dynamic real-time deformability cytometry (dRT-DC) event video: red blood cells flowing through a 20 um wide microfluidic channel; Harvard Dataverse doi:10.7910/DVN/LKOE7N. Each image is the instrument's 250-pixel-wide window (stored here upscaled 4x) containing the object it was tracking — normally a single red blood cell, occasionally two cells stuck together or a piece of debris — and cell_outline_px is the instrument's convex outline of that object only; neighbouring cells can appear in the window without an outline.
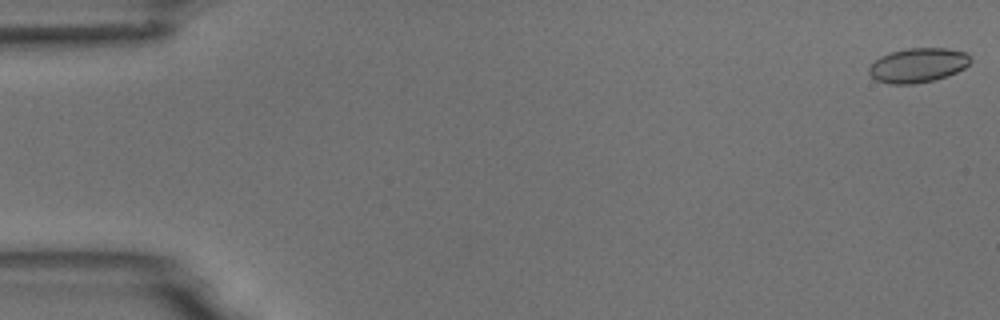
{"species": "common noctule bat (a hibernating species)", "species_latin": "Nyctalus noctula", "temperature_condition": "room temperature", "stored_images_in_passage": 6, "camera_frame_rate_fps": 3000, "um_per_image_px": 0.085, "animal": {"sex": "male", "body_mass_g": 18.8}, "frame": {"image": 1, "passage_image": 1, "time_ms": 0.0, "image_size_px": [1000, 320], "cell_outline_px": [[972, 60], [964, 68], [948, 76], [936, 80], [912, 84], [892, 84], [876, 80], [868, 72], [868, 68], [880, 56], [892, 52], [908, 48], [948, 48], [964, 52], [972, 56]], "centroid_in_image_um": [78.05, 5.54], "position_along_channel_um": 6.9, "area_um2": 20.4}}
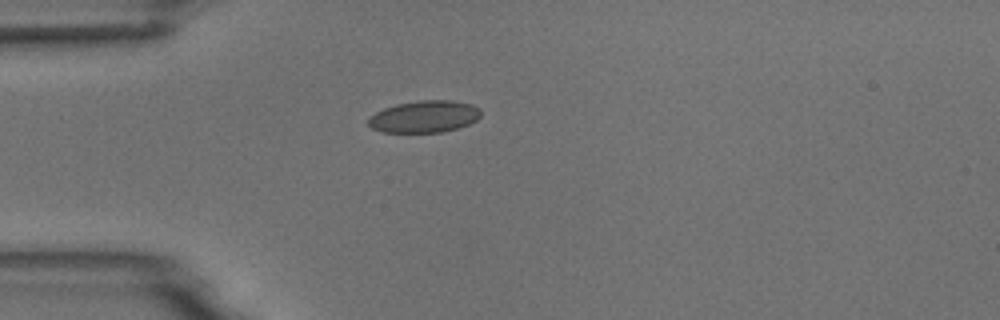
{"frame": {"image": 2, "passage_image": 5, "time_ms": 4.667, "image_size_px": [1000, 320], "cell_outline_px": [[480, 116], [476, 120], [468, 124], [456, 128], [440, 132], [384, 132], [372, 128], [368, 124], [368, 116], [384, 108], [396, 104], [420, 100], [452, 100], [472, 104], [480, 108]], "centroid_in_image_um": [36.06, 9.9], "position_along_channel_um": 48.9, "area_um2": 20.92}}